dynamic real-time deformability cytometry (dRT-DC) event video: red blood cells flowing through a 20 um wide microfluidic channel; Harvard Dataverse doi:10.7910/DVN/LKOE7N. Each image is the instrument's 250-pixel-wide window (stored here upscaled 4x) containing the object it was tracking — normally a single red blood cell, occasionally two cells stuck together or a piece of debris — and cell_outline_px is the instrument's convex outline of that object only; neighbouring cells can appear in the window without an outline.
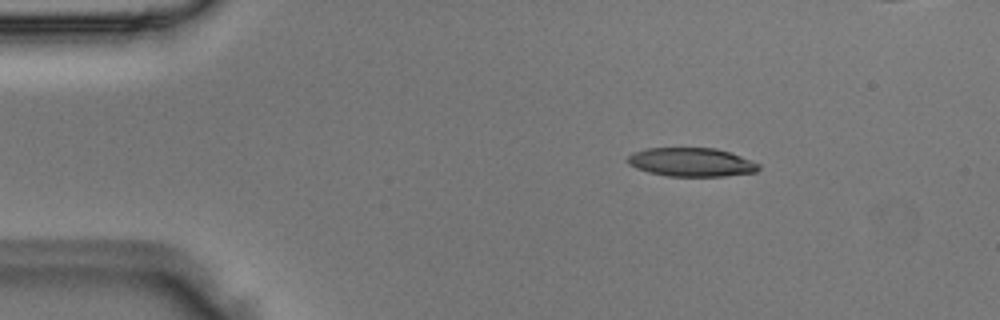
{"species": "Egyptian fruit bat (a non-hibernating species)", "species_latin": "Rousettus aegyptiacus", "temperature_condition": "room temperature", "stored_images_in_passage": 6, "camera_frame_rate_fps": 3000, "um_per_image_px": 0.085, "animal": {"sex": "male"}, "frame": {"image": 1, "passage_image": 2, "time_ms": 0.333, "image_size_px": [1000, 320], "cell_outline_px": [[760, 168], [756, 172], [724, 176], [668, 176], [648, 172], [636, 168], [628, 164], [628, 156], [632, 152], [644, 148], [716, 148], [740, 156], [760, 164]], "centroid_in_image_um": [58.74, 13.78], "position_along_channel_um": 26.3, "area_um2": 21.91}}
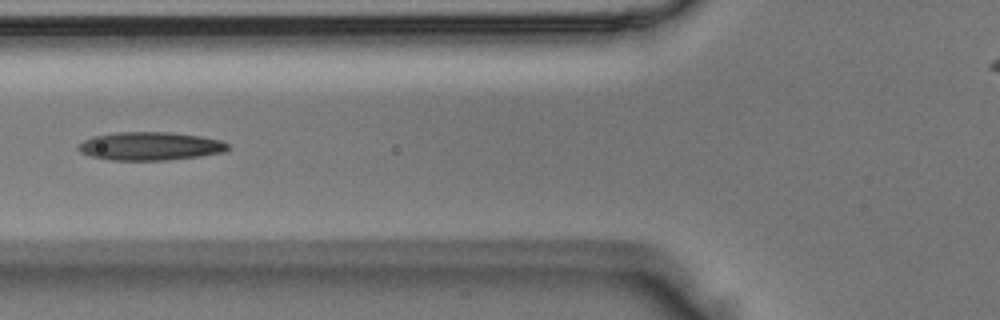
{"frame": {"image": 2, "passage_image": 5, "time_ms": 1.333, "image_size_px": [1000, 320], "cell_outline_px": [[228, 148], [224, 152], [200, 156], [164, 160], [112, 160], [92, 156], [80, 152], [76, 148], [84, 140], [92, 136], [116, 132], [172, 132], [200, 136], [220, 140], [228, 144]], "centroid_in_image_um": [12.75, 12.41], "position_along_channel_um": 113.1, "area_um2": 24.57}}